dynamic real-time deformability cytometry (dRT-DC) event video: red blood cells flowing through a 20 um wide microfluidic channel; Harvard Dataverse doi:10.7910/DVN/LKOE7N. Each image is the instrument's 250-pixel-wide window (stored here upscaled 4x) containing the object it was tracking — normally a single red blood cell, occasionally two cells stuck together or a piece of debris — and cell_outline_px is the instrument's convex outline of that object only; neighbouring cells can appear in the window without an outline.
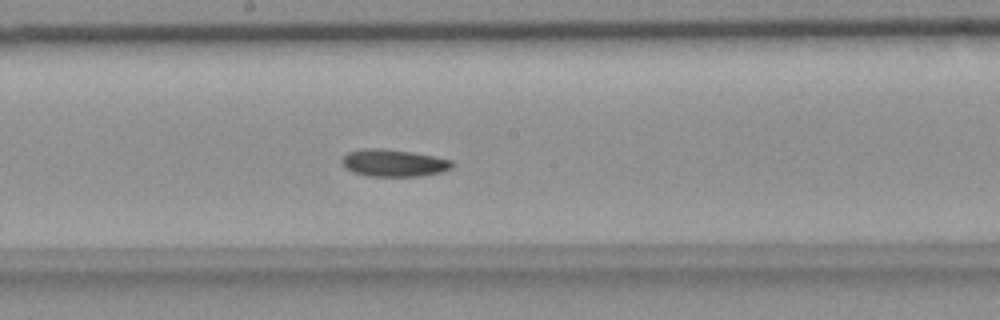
{"species": "common noctule bat (a hibernating species)", "species_latin": "Nyctalus noctula", "temperature_condition": "room temperature", "stored_images_in_passage": 57, "segment_of_instrument_passage": [1, 2], "camera_frame_rate_fps": 3000, "um_per_image_px": 0.085, "animal": {"sex": "female", "body_mass_g": 18.4}, "frame": {"image": 1, "passage_image": 30, "time_ms": 9.667, "image_size_px": [1000, 320], "cell_outline_px": [[452, 168], [440, 172], [420, 176], [368, 176], [352, 172], [340, 160], [348, 152], [360, 148], [384, 148], [412, 152], [452, 160]], "centroid_in_image_um": [33.44, 13.84], "position_along_channel_um": 214.8, "area_um2": 17.4}}
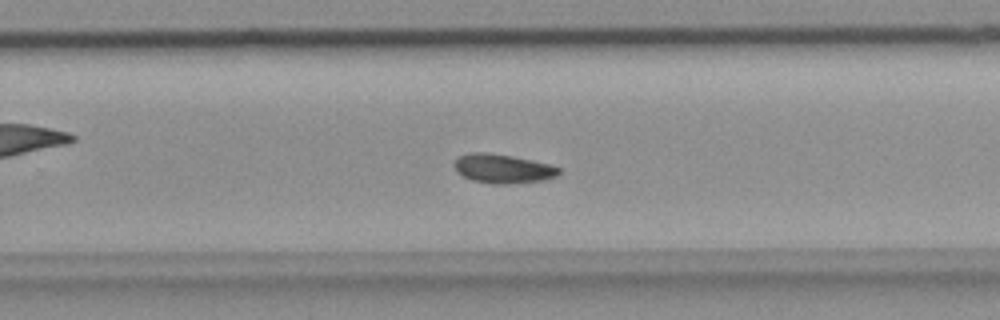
{"frame": {"image": 2, "passage_image": 36, "time_ms": 11.667, "image_size_px": [1000, 320], "cell_outline_px": [[560, 172], [556, 176], [540, 180], [508, 184], [496, 184], [472, 180], [456, 172], [452, 164], [460, 156], [472, 152], [488, 152], [552, 164], [560, 168]], "centroid_in_image_um": [42.72, 14.33], "position_along_channel_um": 287.1, "area_um2": 17.57}}
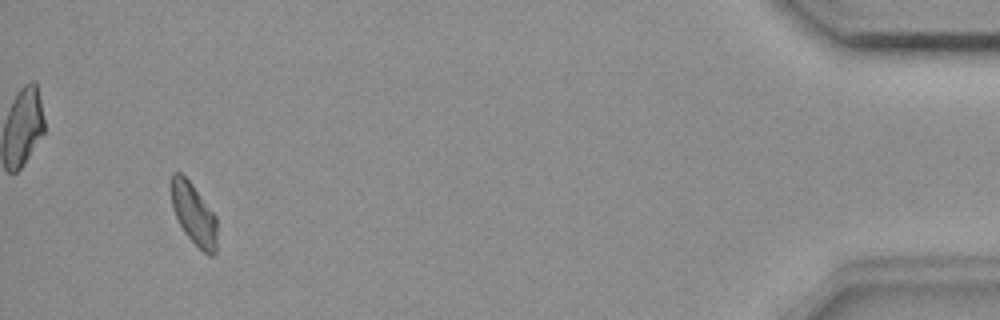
{"frame": {"image": 3, "passage_image": 53, "time_ms": 17.333, "image_size_px": [1000, 320], "cell_outline_px": [[216, 252], [212, 256], [208, 256], [184, 232], [172, 208], [168, 188], [168, 184], [172, 172], [180, 172], [192, 184], [216, 216]], "centroid_in_image_um": [16.41, 18.13], "position_along_channel_um": 418.8, "area_um2": 16.65}}